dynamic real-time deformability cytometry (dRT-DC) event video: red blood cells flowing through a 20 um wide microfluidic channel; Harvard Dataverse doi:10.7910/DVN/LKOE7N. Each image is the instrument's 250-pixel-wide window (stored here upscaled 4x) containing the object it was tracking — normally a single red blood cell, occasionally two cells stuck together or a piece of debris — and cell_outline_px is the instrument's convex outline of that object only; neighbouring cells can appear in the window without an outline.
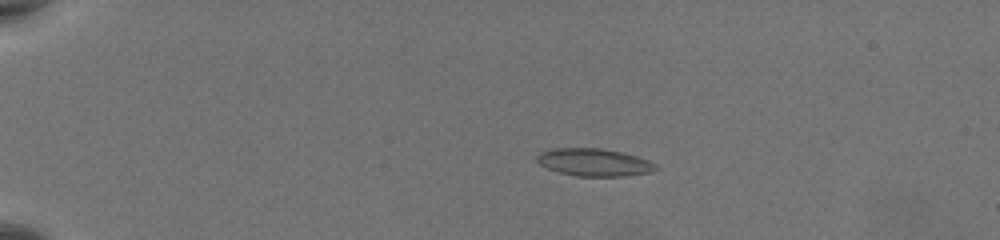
{"species": "common noctule bat (a hibernating species)", "species_latin": "Nyctalus noctula", "temperature_condition": "warm", "stored_images_in_passage": 58, "camera_frame_rate_fps": 3000, "um_per_image_px": 0.085, "animal": {"sex": "female", "body_mass_g": 19.5, "forearm_length_mm": 54.1}, "frame": {"image": 1, "passage_image": 14, "time_ms": 4.333, "image_size_px": [1000, 240], "cell_outline_px": [[660, 168], [652, 172], [624, 176], [576, 176], [560, 172], [548, 168], [540, 164], [536, 160], [536, 156], [540, 152], [556, 148], [600, 148], [620, 152], [636, 156], [648, 160], [656, 164]], "centroid_in_image_um": [50.52, 13.8], "position_along_channel_um": 34.5, "area_um2": 19.02}}
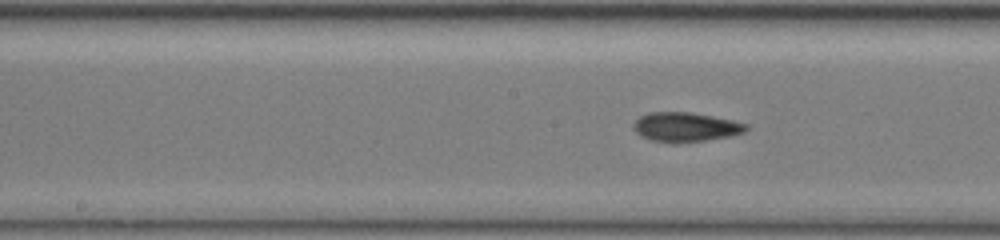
{"frame": {"image": 2, "passage_image": 33, "time_ms": 10.667, "image_size_px": [1000, 240], "cell_outline_px": [[748, 128], [744, 132], [732, 136], [676, 144], [672, 144], [648, 140], [640, 136], [632, 128], [632, 124], [640, 116], [648, 112], [692, 112], [732, 120], [748, 124]], "centroid_in_image_um": [58.23, 10.81], "position_along_channel_um": 190.0, "area_um2": 19.65}}
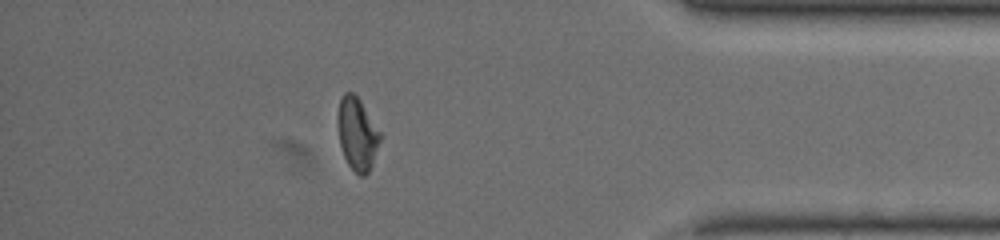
{"frame": {"image": 3, "passage_image": 52, "time_ms": 17.0, "image_size_px": [1000, 240], "cell_outline_px": [[380, 140], [372, 164], [368, 172], [364, 176], [360, 176], [348, 164], [344, 156], [340, 144], [336, 124], [336, 116], [340, 100], [344, 92], [352, 92], [360, 100], [380, 132]], "centroid_in_image_um": [30.33, 11.36], "position_along_channel_um": 404.9, "area_um2": 17.8}, "authors_computed_cell_mechanics": {"area_um2": 18.9006, "velocity_mm_per_s": 3.8056, "shape_relaxation_time_tau1_ms": null, "shape_relaxation_time_tau2_ms": 2.573, "deformation_change_tau1": null, "deformation_change_tau2": 0.0838}}